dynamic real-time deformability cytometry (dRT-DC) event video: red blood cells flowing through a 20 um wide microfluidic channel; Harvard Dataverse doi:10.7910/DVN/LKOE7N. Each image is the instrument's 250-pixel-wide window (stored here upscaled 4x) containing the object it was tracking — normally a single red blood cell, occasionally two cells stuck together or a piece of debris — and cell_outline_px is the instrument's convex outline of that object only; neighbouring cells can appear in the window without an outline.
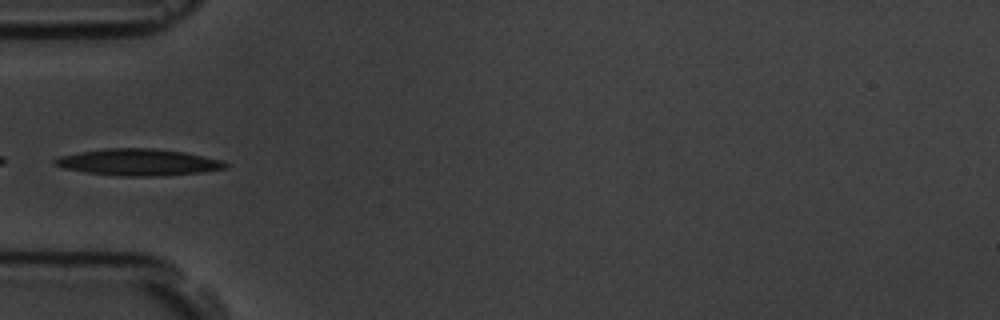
{"species": "common noctule bat (a hibernating species)", "species_latin": "Nyctalus noctula", "temperature_condition": "room temperature", "stored_images_in_passage": 1, "camera_frame_rate_fps": 3000, "um_per_image_px": 0.085, "animal": {"sex": "male", "body_mass_g": 19.5, "forearm_length_mm": 54.6}, "frame": {"image": 1, "passage_image": 1, "time_ms": 0.0, "image_size_px": [1000, 320], "cell_outline_px": [[232, 164], [228, 168], [204, 172], [164, 176], [124, 176], [88, 172], [64, 168], [52, 164], [52, 160], [60, 156], [80, 152], [104, 148], [152, 148], [184, 152], [220, 160]], "centroid_in_image_um": [11.8, 13.79], "position_along_channel_um": 73.2, "area_um2": 26.53}}